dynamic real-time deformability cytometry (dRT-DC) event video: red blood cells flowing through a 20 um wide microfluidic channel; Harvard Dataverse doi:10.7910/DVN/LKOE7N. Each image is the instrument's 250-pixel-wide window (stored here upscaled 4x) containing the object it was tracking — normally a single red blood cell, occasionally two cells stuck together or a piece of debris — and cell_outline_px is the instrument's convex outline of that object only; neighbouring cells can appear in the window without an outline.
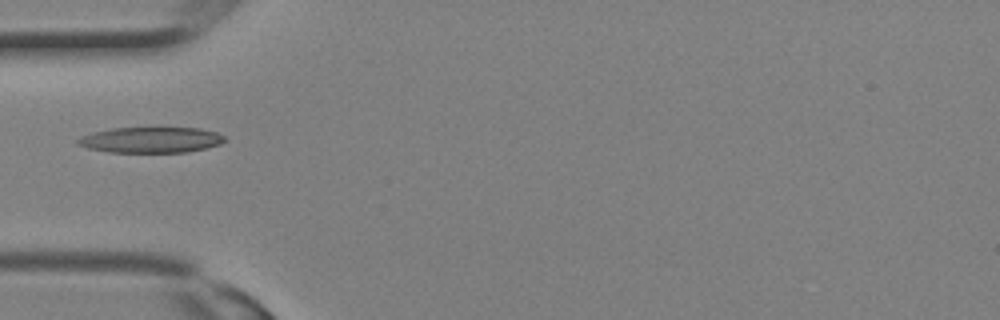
{"species": "Egyptian fruit bat (a non-hibernating species)", "species_latin": "Rousettus aegyptiacus", "temperature_condition": "room temperature", "stored_images_in_passage": 13, "camera_frame_rate_fps": 3000, "um_per_image_px": 0.085, "animal": {"sex": "female"}, "frame": {"image": 1, "passage_image": 10, "time_ms": 3.0, "image_size_px": [1000, 320], "cell_outline_px": [[228, 140], [220, 144], [208, 148], [184, 152], [108, 152], [88, 148], [76, 144], [76, 140], [80, 136], [92, 132], [112, 128], [200, 128], [216, 132], [224, 136]], "centroid_in_image_um": [12.82, 11.89], "position_along_channel_um": 72.2, "area_um2": 22.14}}
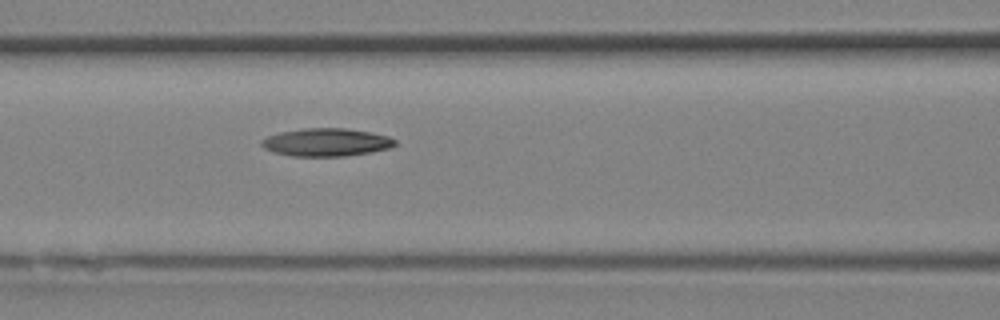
{"frame": {"image": 2, "passage_image": 13, "time_ms": 4.0, "image_size_px": [1000, 320], "cell_outline_px": [[396, 144], [388, 148], [372, 152], [344, 156], [292, 156], [272, 152], [264, 148], [260, 144], [260, 140], [268, 136], [280, 132], [304, 128], [344, 128], [368, 132], [388, 136], [396, 140]], "centroid_in_image_um": [27.7, 12.09], "position_along_channel_um": 138.9, "area_um2": 21.68}}